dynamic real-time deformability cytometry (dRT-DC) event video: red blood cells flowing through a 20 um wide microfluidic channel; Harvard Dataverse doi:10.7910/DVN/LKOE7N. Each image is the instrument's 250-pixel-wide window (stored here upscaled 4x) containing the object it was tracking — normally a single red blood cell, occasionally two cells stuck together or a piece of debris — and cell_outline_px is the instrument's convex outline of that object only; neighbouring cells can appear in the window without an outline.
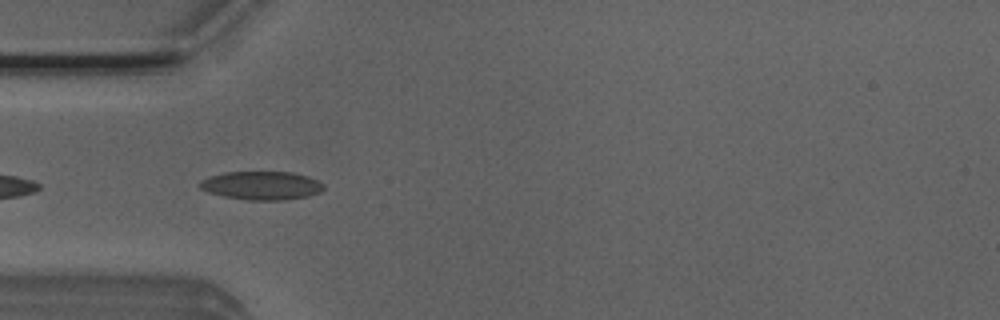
{"species": "Egyptian fruit bat (a non-hibernating species)", "species_latin": "Rousettus aegyptiacus", "temperature_condition": "room temperature", "stored_images_in_passage": 7, "camera_frame_rate_fps": 3000, "um_per_image_px": 0.085, "animal": {"sex": "male"}, "frame": {"image": 1, "passage_image": 5, "time_ms": 1.333, "image_size_px": [1000, 320], "cell_outline_px": [[324, 188], [320, 192], [308, 196], [284, 200], [248, 200], [224, 196], [208, 192], [200, 188], [200, 180], [208, 176], [224, 172], [292, 172], [308, 176], [324, 184]], "centroid_in_image_um": [22.23, 15.76], "position_along_channel_um": 62.8, "area_um2": 20.58}}